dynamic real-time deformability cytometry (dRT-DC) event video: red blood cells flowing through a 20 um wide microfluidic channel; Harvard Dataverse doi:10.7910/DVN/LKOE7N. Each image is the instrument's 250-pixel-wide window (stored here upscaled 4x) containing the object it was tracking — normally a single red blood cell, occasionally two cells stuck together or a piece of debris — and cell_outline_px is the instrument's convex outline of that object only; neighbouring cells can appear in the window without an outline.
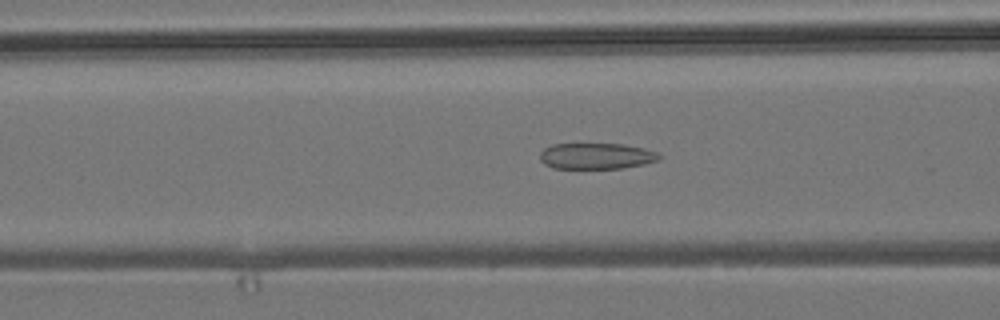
{"species": "common noctule bat (a hibernating species)", "species_latin": "Nyctalus noctula", "temperature_condition": "room temperature", "stored_images_in_passage": 54, "camera_frame_rate_fps": 3000, "um_per_image_px": 0.085, "animal": {"sex": "male", "body_mass_g": 19.2, "forearm_length_mm": 51.8}, "frame": {"image": 1, "passage_image": 21, "time_ms": 6.667, "image_size_px": [1000, 320], "cell_outline_px": [[664, 156], [660, 160], [644, 164], [620, 168], [552, 168], [544, 164], [540, 160], [540, 152], [544, 148], [552, 144], [624, 144], [644, 148], [656, 152]], "centroid_in_image_um": [50.7, 13.26], "position_along_channel_um": 115.9, "area_um2": 18.21}}
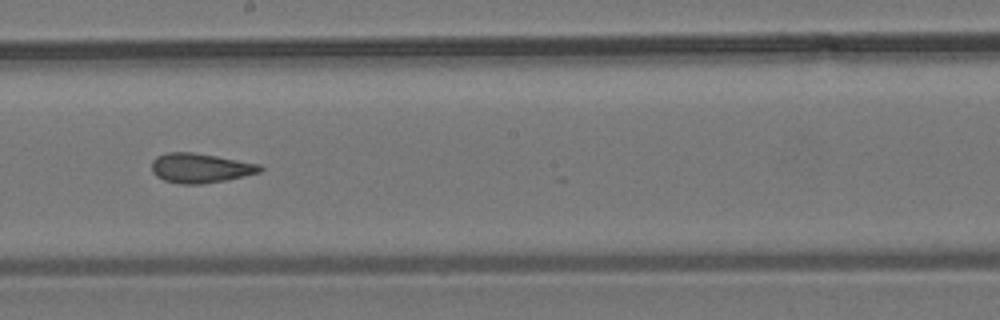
{"frame": {"image": 2, "passage_image": 30, "time_ms": 9.667, "image_size_px": [1000, 320], "cell_outline_px": [[264, 168], [260, 172], [244, 176], [224, 180], [200, 184], [180, 184], [164, 180], [156, 176], [152, 172], [152, 160], [156, 156], [168, 152], [192, 152], [216, 156], [260, 164]], "centroid_in_image_um": [17.0, 14.28], "position_along_channel_um": 231.2, "area_um2": 18.61}}
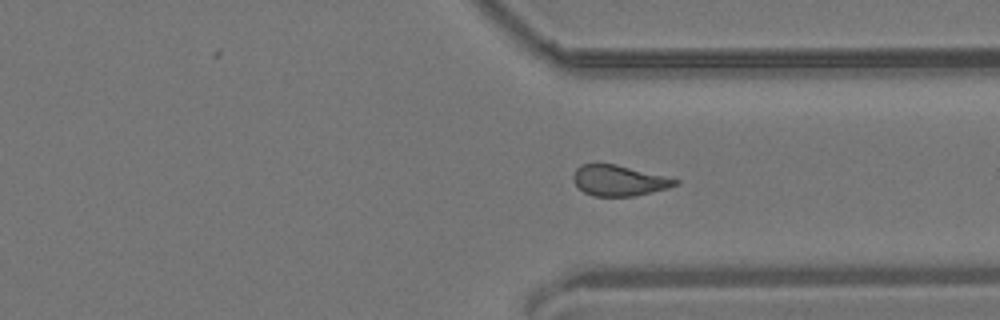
{"frame": {"image": 3, "passage_image": 40, "time_ms": 13.0, "image_size_px": [1000, 320], "cell_outline_px": [[680, 180], [676, 184], [668, 188], [652, 192], [632, 196], [592, 196], [584, 192], [572, 180], [572, 176], [576, 168], [580, 164], [616, 164]], "centroid_in_image_um": [52.57, 15.34], "position_along_channel_um": 358.8, "area_um2": 18.03}, "authors_computed_cell_mechanics": {"area_um2": 19.1029, "velocity_mm_per_s": 3.8342, "shape_relaxation_time_tau1_ms": null, "shape_relaxation_time_tau2_ms": 2.1372, "deformation_change_tau1": null, "deformation_change_tau2": 0.1019}}